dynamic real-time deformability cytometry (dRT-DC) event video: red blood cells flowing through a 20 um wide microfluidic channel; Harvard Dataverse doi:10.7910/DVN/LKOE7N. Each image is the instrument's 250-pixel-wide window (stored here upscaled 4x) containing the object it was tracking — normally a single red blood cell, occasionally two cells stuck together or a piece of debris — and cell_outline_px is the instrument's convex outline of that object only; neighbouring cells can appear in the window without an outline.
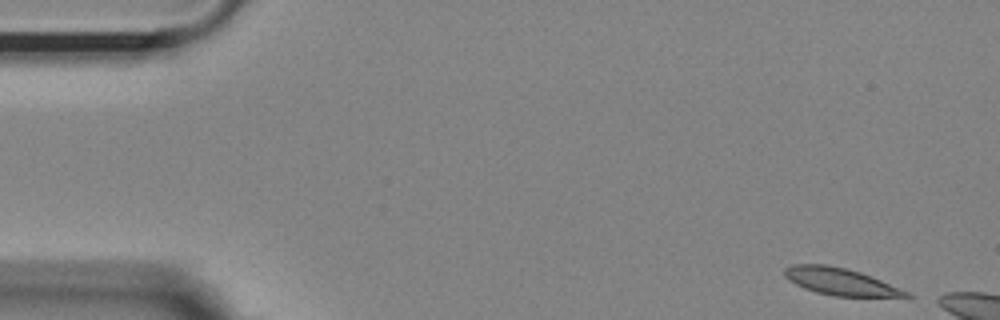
{"species": "Egyptian fruit bat (a non-hibernating species)", "species_latin": "Rousettus aegyptiacus", "temperature_condition": "room temperature", "stored_images_in_passage": 7, "camera_frame_rate_fps": 3000, "um_per_image_px": 0.085, "animal": {"sex": "female"}, "frame": {"image": 1, "passage_image": 1, "time_ms": 0.0, "image_size_px": [1000, 320], "cell_outline_px": [[916, 296], [912, 300], [908, 300], [832, 296], [816, 292], [804, 288], [788, 280], [784, 276], [784, 268], [792, 264], [828, 264], [860, 272], [880, 280], [908, 292]], "centroid_in_image_um": [71.6, 24.0], "position_along_channel_um": 13.4, "area_um2": 20.17}}